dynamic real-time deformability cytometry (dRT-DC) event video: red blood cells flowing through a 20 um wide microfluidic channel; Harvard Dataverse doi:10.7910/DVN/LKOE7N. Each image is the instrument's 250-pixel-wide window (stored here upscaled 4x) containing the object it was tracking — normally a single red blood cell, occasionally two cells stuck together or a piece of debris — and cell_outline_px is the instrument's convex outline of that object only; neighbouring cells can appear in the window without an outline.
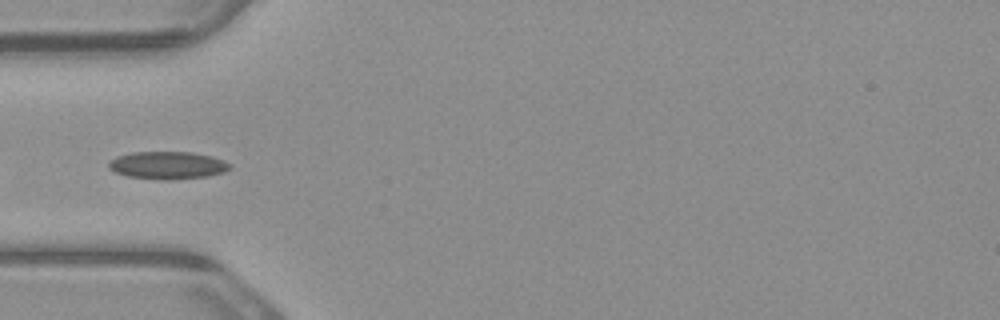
{"species": "common noctule bat (a hibernating species)", "species_latin": "Nyctalus noctula", "temperature_condition": "warm", "stored_images_in_passage": 7, "camera_frame_rate_fps": 3000, "um_per_image_px": 0.085, "animal": {"sex": "male", "body_mass_g": 23.1, "forearm_length_mm": 52.7}, "frame": {"image": 1, "passage_image": 4, "time_ms": 1.0, "image_size_px": [1000, 320], "cell_outline_px": [[232, 168], [224, 172], [208, 176], [172, 180], [164, 180], [128, 176], [116, 172], [108, 168], [108, 164], [116, 156], [132, 152], [192, 152], [212, 156], [224, 160], [232, 164]], "centroid_in_image_um": [14.29, 14.05], "position_along_channel_um": 70.7, "area_um2": 19.59}}
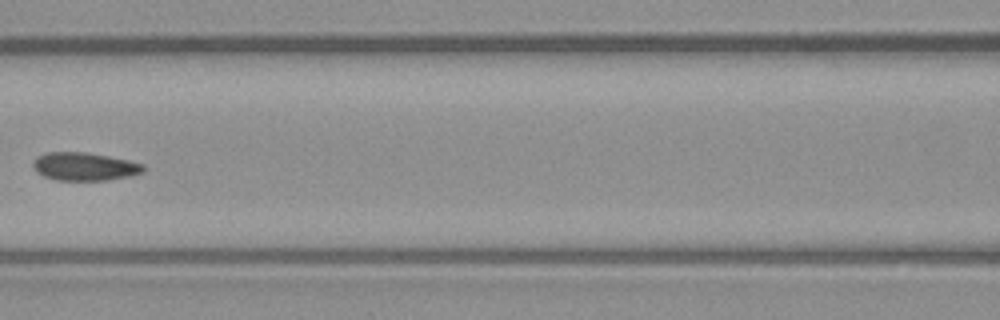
{"frame": {"image": 2, "passage_image": 6, "time_ms": 1.667, "image_size_px": [1000, 320], "cell_outline_px": [[144, 172], [128, 176], [108, 180], [56, 180], [44, 176], [36, 172], [32, 168], [32, 164], [36, 156], [44, 152], [84, 152], [108, 156], [128, 160], [144, 164]], "centroid_in_image_um": [7.14, 14.15], "position_along_channel_um": 159.5, "area_um2": 18.15}}
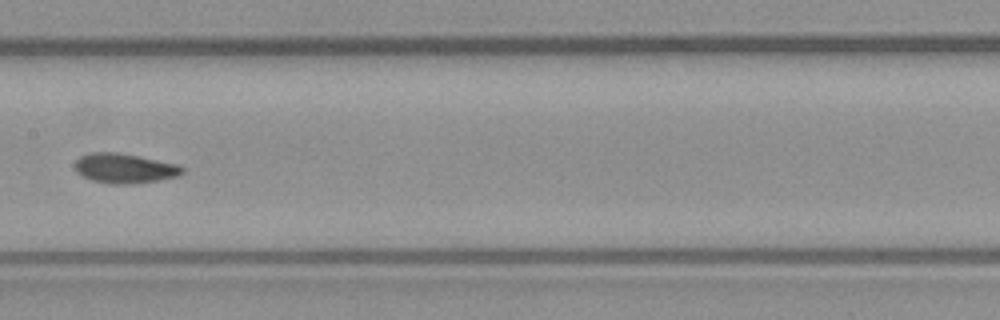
{"frame": {"image": 3, "passage_image": 7, "time_ms": 2.0, "image_size_px": [1000, 320], "cell_outline_px": [[184, 172], [180, 176], [156, 180], [128, 184], [112, 184], [92, 180], [84, 176], [76, 168], [76, 160], [80, 156], [88, 152], [116, 152], [180, 164], [184, 168]], "centroid_in_image_um": [10.63, 14.29], "position_along_channel_um": 196.8, "area_um2": 18.44}}